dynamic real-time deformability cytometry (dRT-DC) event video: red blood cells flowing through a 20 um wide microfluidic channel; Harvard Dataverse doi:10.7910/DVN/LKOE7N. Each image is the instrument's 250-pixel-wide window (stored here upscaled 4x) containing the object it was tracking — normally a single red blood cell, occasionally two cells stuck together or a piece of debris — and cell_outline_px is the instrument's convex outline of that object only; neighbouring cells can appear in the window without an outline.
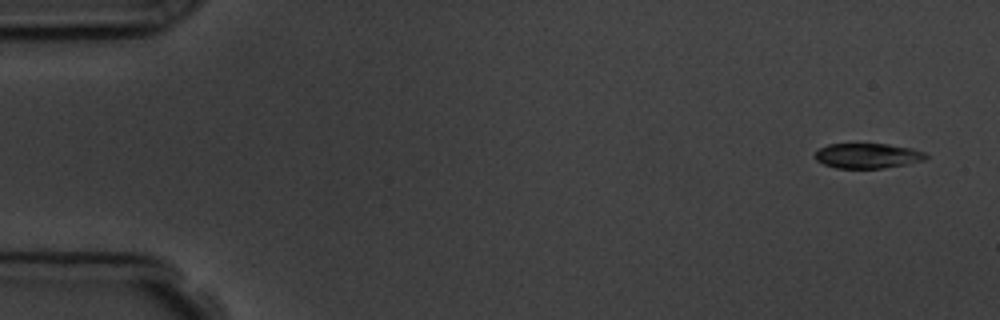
{"species": "common noctule bat (a hibernating species)", "species_latin": "Nyctalus noctula", "temperature_condition": "room temperature", "stored_images_in_passage": 4, "camera_frame_rate_fps": 3000, "um_per_image_px": 0.085, "animal": {"sex": "male", "body_mass_g": 19.5, "forearm_length_mm": 54.6}, "frame": {"image": 1, "passage_image": 1, "time_ms": 0.0, "image_size_px": [1000, 320], "cell_outline_px": [[928, 156], [924, 160], [908, 164], [884, 168], [836, 168], [824, 164], [816, 160], [812, 156], [820, 148], [828, 144], [888, 144], [912, 148], [924, 152]], "centroid_in_image_um": [73.74, 13.24], "position_along_channel_um": 11.3, "area_um2": 16.24}}
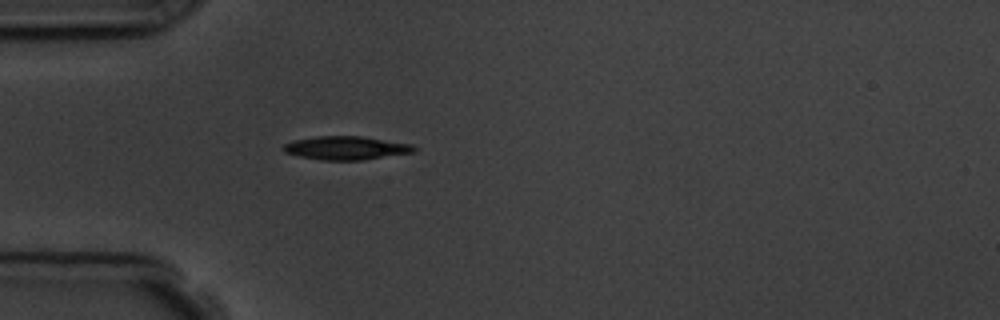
{"frame": {"image": 2, "passage_image": 4, "time_ms": 4.333, "image_size_px": [1000, 320], "cell_outline_px": [[416, 148], [412, 152], [360, 160], [320, 160], [300, 156], [284, 152], [280, 148], [284, 144], [292, 140], [316, 136], [360, 136], [412, 144]], "centroid_in_image_um": [29.33, 12.57], "position_along_channel_um": 55.7, "area_um2": 17.74}}